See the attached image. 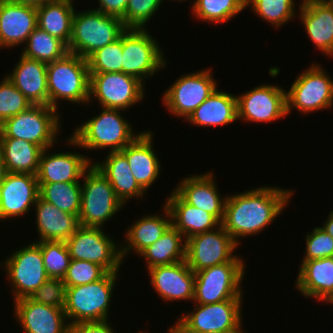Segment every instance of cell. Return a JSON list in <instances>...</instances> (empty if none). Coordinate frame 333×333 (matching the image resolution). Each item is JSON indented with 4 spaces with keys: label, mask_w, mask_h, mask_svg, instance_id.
I'll return each instance as SVG.
<instances>
[{
    "label": "cell",
    "mask_w": 333,
    "mask_h": 333,
    "mask_svg": "<svg viewBox=\"0 0 333 333\" xmlns=\"http://www.w3.org/2000/svg\"><path fill=\"white\" fill-rule=\"evenodd\" d=\"M38 198L36 175L7 172L0 184V220L25 216Z\"/></svg>",
    "instance_id": "cell-18"
},
{
    "label": "cell",
    "mask_w": 333,
    "mask_h": 333,
    "mask_svg": "<svg viewBox=\"0 0 333 333\" xmlns=\"http://www.w3.org/2000/svg\"><path fill=\"white\" fill-rule=\"evenodd\" d=\"M37 24L35 6L0 0V49L26 42Z\"/></svg>",
    "instance_id": "cell-24"
},
{
    "label": "cell",
    "mask_w": 333,
    "mask_h": 333,
    "mask_svg": "<svg viewBox=\"0 0 333 333\" xmlns=\"http://www.w3.org/2000/svg\"><path fill=\"white\" fill-rule=\"evenodd\" d=\"M108 272L100 265L71 259L63 282L66 287H75L93 283L103 278Z\"/></svg>",
    "instance_id": "cell-43"
},
{
    "label": "cell",
    "mask_w": 333,
    "mask_h": 333,
    "mask_svg": "<svg viewBox=\"0 0 333 333\" xmlns=\"http://www.w3.org/2000/svg\"><path fill=\"white\" fill-rule=\"evenodd\" d=\"M50 148L43 150L37 181L39 184L50 183H81L84 172L93 164L88 155H81L80 152L62 151L49 153Z\"/></svg>",
    "instance_id": "cell-20"
},
{
    "label": "cell",
    "mask_w": 333,
    "mask_h": 333,
    "mask_svg": "<svg viewBox=\"0 0 333 333\" xmlns=\"http://www.w3.org/2000/svg\"><path fill=\"white\" fill-rule=\"evenodd\" d=\"M237 120L236 95L216 89L185 121L196 127H218Z\"/></svg>",
    "instance_id": "cell-32"
},
{
    "label": "cell",
    "mask_w": 333,
    "mask_h": 333,
    "mask_svg": "<svg viewBox=\"0 0 333 333\" xmlns=\"http://www.w3.org/2000/svg\"><path fill=\"white\" fill-rule=\"evenodd\" d=\"M266 186L227 195L221 225L238 245L271 225L291 201V189Z\"/></svg>",
    "instance_id": "cell-1"
},
{
    "label": "cell",
    "mask_w": 333,
    "mask_h": 333,
    "mask_svg": "<svg viewBox=\"0 0 333 333\" xmlns=\"http://www.w3.org/2000/svg\"><path fill=\"white\" fill-rule=\"evenodd\" d=\"M249 5L255 15L278 29L292 21L297 11L294 0H246V7Z\"/></svg>",
    "instance_id": "cell-39"
},
{
    "label": "cell",
    "mask_w": 333,
    "mask_h": 333,
    "mask_svg": "<svg viewBox=\"0 0 333 333\" xmlns=\"http://www.w3.org/2000/svg\"><path fill=\"white\" fill-rule=\"evenodd\" d=\"M90 74L88 61L73 53L47 64L48 106L58 102L89 103Z\"/></svg>",
    "instance_id": "cell-3"
},
{
    "label": "cell",
    "mask_w": 333,
    "mask_h": 333,
    "mask_svg": "<svg viewBox=\"0 0 333 333\" xmlns=\"http://www.w3.org/2000/svg\"><path fill=\"white\" fill-rule=\"evenodd\" d=\"M68 333H116V331L111 327V323L106 320L69 324Z\"/></svg>",
    "instance_id": "cell-47"
},
{
    "label": "cell",
    "mask_w": 333,
    "mask_h": 333,
    "mask_svg": "<svg viewBox=\"0 0 333 333\" xmlns=\"http://www.w3.org/2000/svg\"><path fill=\"white\" fill-rule=\"evenodd\" d=\"M21 55L43 63H51L68 53L67 45L48 32L36 27L23 44Z\"/></svg>",
    "instance_id": "cell-36"
},
{
    "label": "cell",
    "mask_w": 333,
    "mask_h": 333,
    "mask_svg": "<svg viewBox=\"0 0 333 333\" xmlns=\"http://www.w3.org/2000/svg\"><path fill=\"white\" fill-rule=\"evenodd\" d=\"M325 223L321 227L325 232H327L333 238V211L331 210Z\"/></svg>",
    "instance_id": "cell-49"
},
{
    "label": "cell",
    "mask_w": 333,
    "mask_h": 333,
    "mask_svg": "<svg viewBox=\"0 0 333 333\" xmlns=\"http://www.w3.org/2000/svg\"><path fill=\"white\" fill-rule=\"evenodd\" d=\"M66 288L63 279L49 278L29 298L38 304L50 305L64 310Z\"/></svg>",
    "instance_id": "cell-45"
},
{
    "label": "cell",
    "mask_w": 333,
    "mask_h": 333,
    "mask_svg": "<svg viewBox=\"0 0 333 333\" xmlns=\"http://www.w3.org/2000/svg\"><path fill=\"white\" fill-rule=\"evenodd\" d=\"M172 1H177V2L178 1H180V2L183 1V2H186V1H189V0H172Z\"/></svg>",
    "instance_id": "cell-54"
},
{
    "label": "cell",
    "mask_w": 333,
    "mask_h": 333,
    "mask_svg": "<svg viewBox=\"0 0 333 333\" xmlns=\"http://www.w3.org/2000/svg\"><path fill=\"white\" fill-rule=\"evenodd\" d=\"M34 209L36 229L40 236L37 241H66L80 226L76 215L59 210L40 196Z\"/></svg>",
    "instance_id": "cell-30"
},
{
    "label": "cell",
    "mask_w": 333,
    "mask_h": 333,
    "mask_svg": "<svg viewBox=\"0 0 333 333\" xmlns=\"http://www.w3.org/2000/svg\"><path fill=\"white\" fill-rule=\"evenodd\" d=\"M171 224L186 239L216 229L221 223L210 213L188 204L174 189L164 202Z\"/></svg>",
    "instance_id": "cell-28"
},
{
    "label": "cell",
    "mask_w": 333,
    "mask_h": 333,
    "mask_svg": "<svg viewBox=\"0 0 333 333\" xmlns=\"http://www.w3.org/2000/svg\"><path fill=\"white\" fill-rule=\"evenodd\" d=\"M306 252L302 260L333 257V238L321 227H315L306 235Z\"/></svg>",
    "instance_id": "cell-46"
},
{
    "label": "cell",
    "mask_w": 333,
    "mask_h": 333,
    "mask_svg": "<svg viewBox=\"0 0 333 333\" xmlns=\"http://www.w3.org/2000/svg\"><path fill=\"white\" fill-rule=\"evenodd\" d=\"M163 213L165 214H148L133 222L127 228L125 234V245L121 246L122 260L130 254L129 251L139 255L144 249L156 242L172 225L169 209L163 205Z\"/></svg>",
    "instance_id": "cell-31"
},
{
    "label": "cell",
    "mask_w": 333,
    "mask_h": 333,
    "mask_svg": "<svg viewBox=\"0 0 333 333\" xmlns=\"http://www.w3.org/2000/svg\"><path fill=\"white\" fill-rule=\"evenodd\" d=\"M89 74V100L94 97L101 108L127 111L145 97V84L134 76L123 72Z\"/></svg>",
    "instance_id": "cell-15"
},
{
    "label": "cell",
    "mask_w": 333,
    "mask_h": 333,
    "mask_svg": "<svg viewBox=\"0 0 333 333\" xmlns=\"http://www.w3.org/2000/svg\"><path fill=\"white\" fill-rule=\"evenodd\" d=\"M168 329V333H178L172 326Z\"/></svg>",
    "instance_id": "cell-53"
},
{
    "label": "cell",
    "mask_w": 333,
    "mask_h": 333,
    "mask_svg": "<svg viewBox=\"0 0 333 333\" xmlns=\"http://www.w3.org/2000/svg\"><path fill=\"white\" fill-rule=\"evenodd\" d=\"M172 225L153 244L138 256L144 258L147 269L160 265H169L185 260L186 240Z\"/></svg>",
    "instance_id": "cell-35"
},
{
    "label": "cell",
    "mask_w": 333,
    "mask_h": 333,
    "mask_svg": "<svg viewBox=\"0 0 333 333\" xmlns=\"http://www.w3.org/2000/svg\"><path fill=\"white\" fill-rule=\"evenodd\" d=\"M72 19V35L68 52L87 59L97 49L115 42L127 29L122 19L96 9L76 12Z\"/></svg>",
    "instance_id": "cell-4"
},
{
    "label": "cell",
    "mask_w": 333,
    "mask_h": 333,
    "mask_svg": "<svg viewBox=\"0 0 333 333\" xmlns=\"http://www.w3.org/2000/svg\"><path fill=\"white\" fill-rule=\"evenodd\" d=\"M239 245L220 225L214 230L186 239L185 261L195 273L202 269L230 262Z\"/></svg>",
    "instance_id": "cell-17"
},
{
    "label": "cell",
    "mask_w": 333,
    "mask_h": 333,
    "mask_svg": "<svg viewBox=\"0 0 333 333\" xmlns=\"http://www.w3.org/2000/svg\"><path fill=\"white\" fill-rule=\"evenodd\" d=\"M230 299L211 304H194L192 312L182 314L172 327L178 333H210L242 330V301ZM242 322V323H241Z\"/></svg>",
    "instance_id": "cell-9"
},
{
    "label": "cell",
    "mask_w": 333,
    "mask_h": 333,
    "mask_svg": "<svg viewBox=\"0 0 333 333\" xmlns=\"http://www.w3.org/2000/svg\"><path fill=\"white\" fill-rule=\"evenodd\" d=\"M212 69L181 75L165 90L163 104L175 117L186 120L217 89Z\"/></svg>",
    "instance_id": "cell-12"
},
{
    "label": "cell",
    "mask_w": 333,
    "mask_h": 333,
    "mask_svg": "<svg viewBox=\"0 0 333 333\" xmlns=\"http://www.w3.org/2000/svg\"><path fill=\"white\" fill-rule=\"evenodd\" d=\"M122 109L103 108L101 112L82 122L67 139L75 148L102 150L109 147L111 151H121L140 133L136 134L130 122L125 120ZM121 113V114H120Z\"/></svg>",
    "instance_id": "cell-2"
},
{
    "label": "cell",
    "mask_w": 333,
    "mask_h": 333,
    "mask_svg": "<svg viewBox=\"0 0 333 333\" xmlns=\"http://www.w3.org/2000/svg\"><path fill=\"white\" fill-rule=\"evenodd\" d=\"M12 72L7 78L32 105H48L46 63L20 55Z\"/></svg>",
    "instance_id": "cell-27"
},
{
    "label": "cell",
    "mask_w": 333,
    "mask_h": 333,
    "mask_svg": "<svg viewBox=\"0 0 333 333\" xmlns=\"http://www.w3.org/2000/svg\"><path fill=\"white\" fill-rule=\"evenodd\" d=\"M14 302V315L25 333H68V321L63 309L38 304L29 297Z\"/></svg>",
    "instance_id": "cell-21"
},
{
    "label": "cell",
    "mask_w": 333,
    "mask_h": 333,
    "mask_svg": "<svg viewBox=\"0 0 333 333\" xmlns=\"http://www.w3.org/2000/svg\"><path fill=\"white\" fill-rule=\"evenodd\" d=\"M174 188L188 204L212 214L222 223L227 197L220 195L212 171L188 175Z\"/></svg>",
    "instance_id": "cell-23"
},
{
    "label": "cell",
    "mask_w": 333,
    "mask_h": 333,
    "mask_svg": "<svg viewBox=\"0 0 333 333\" xmlns=\"http://www.w3.org/2000/svg\"><path fill=\"white\" fill-rule=\"evenodd\" d=\"M101 227L79 226L65 242L70 258L96 263L107 272L118 273L123 264L121 246Z\"/></svg>",
    "instance_id": "cell-13"
},
{
    "label": "cell",
    "mask_w": 333,
    "mask_h": 333,
    "mask_svg": "<svg viewBox=\"0 0 333 333\" xmlns=\"http://www.w3.org/2000/svg\"><path fill=\"white\" fill-rule=\"evenodd\" d=\"M245 262L239 255L230 262L195 272L194 304H211L230 299H243L242 280ZM241 285V286H240Z\"/></svg>",
    "instance_id": "cell-8"
},
{
    "label": "cell",
    "mask_w": 333,
    "mask_h": 333,
    "mask_svg": "<svg viewBox=\"0 0 333 333\" xmlns=\"http://www.w3.org/2000/svg\"><path fill=\"white\" fill-rule=\"evenodd\" d=\"M299 18L316 48L333 58V2L331 0H301Z\"/></svg>",
    "instance_id": "cell-22"
},
{
    "label": "cell",
    "mask_w": 333,
    "mask_h": 333,
    "mask_svg": "<svg viewBox=\"0 0 333 333\" xmlns=\"http://www.w3.org/2000/svg\"><path fill=\"white\" fill-rule=\"evenodd\" d=\"M150 285L165 302L193 301L195 273L186 261L160 265L148 269Z\"/></svg>",
    "instance_id": "cell-19"
},
{
    "label": "cell",
    "mask_w": 333,
    "mask_h": 333,
    "mask_svg": "<svg viewBox=\"0 0 333 333\" xmlns=\"http://www.w3.org/2000/svg\"><path fill=\"white\" fill-rule=\"evenodd\" d=\"M118 275L108 272L96 282L67 287L64 312L68 323L109 320L110 302Z\"/></svg>",
    "instance_id": "cell-5"
},
{
    "label": "cell",
    "mask_w": 333,
    "mask_h": 333,
    "mask_svg": "<svg viewBox=\"0 0 333 333\" xmlns=\"http://www.w3.org/2000/svg\"><path fill=\"white\" fill-rule=\"evenodd\" d=\"M0 150L7 172L37 175L42 147L23 139L0 138Z\"/></svg>",
    "instance_id": "cell-34"
},
{
    "label": "cell",
    "mask_w": 333,
    "mask_h": 333,
    "mask_svg": "<svg viewBox=\"0 0 333 333\" xmlns=\"http://www.w3.org/2000/svg\"><path fill=\"white\" fill-rule=\"evenodd\" d=\"M60 122L57 109L48 105H32L0 125V138L23 139L43 149H52L62 128Z\"/></svg>",
    "instance_id": "cell-6"
},
{
    "label": "cell",
    "mask_w": 333,
    "mask_h": 333,
    "mask_svg": "<svg viewBox=\"0 0 333 333\" xmlns=\"http://www.w3.org/2000/svg\"><path fill=\"white\" fill-rule=\"evenodd\" d=\"M286 89L280 85L263 84L237 95L238 120L268 123L287 115Z\"/></svg>",
    "instance_id": "cell-16"
},
{
    "label": "cell",
    "mask_w": 333,
    "mask_h": 333,
    "mask_svg": "<svg viewBox=\"0 0 333 333\" xmlns=\"http://www.w3.org/2000/svg\"><path fill=\"white\" fill-rule=\"evenodd\" d=\"M39 196L59 210L77 217L80 214L81 183L39 184Z\"/></svg>",
    "instance_id": "cell-38"
},
{
    "label": "cell",
    "mask_w": 333,
    "mask_h": 333,
    "mask_svg": "<svg viewBox=\"0 0 333 333\" xmlns=\"http://www.w3.org/2000/svg\"><path fill=\"white\" fill-rule=\"evenodd\" d=\"M152 131H141L140 134L121 152L125 155L131 172L137 183L146 191L159 178L160 160L153 149Z\"/></svg>",
    "instance_id": "cell-25"
},
{
    "label": "cell",
    "mask_w": 333,
    "mask_h": 333,
    "mask_svg": "<svg viewBox=\"0 0 333 333\" xmlns=\"http://www.w3.org/2000/svg\"><path fill=\"white\" fill-rule=\"evenodd\" d=\"M6 173H7V171H6V168H5V163L3 161L1 150H0V184L3 181Z\"/></svg>",
    "instance_id": "cell-51"
},
{
    "label": "cell",
    "mask_w": 333,
    "mask_h": 333,
    "mask_svg": "<svg viewBox=\"0 0 333 333\" xmlns=\"http://www.w3.org/2000/svg\"><path fill=\"white\" fill-rule=\"evenodd\" d=\"M148 31L127 28L122 33V72L143 83L167 66L164 51Z\"/></svg>",
    "instance_id": "cell-10"
},
{
    "label": "cell",
    "mask_w": 333,
    "mask_h": 333,
    "mask_svg": "<svg viewBox=\"0 0 333 333\" xmlns=\"http://www.w3.org/2000/svg\"><path fill=\"white\" fill-rule=\"evenodd\" d=\"M295 285L301 295L325 303L333 301V257L302 260Z\"/></svg>",
    "instance_id": "cell-26"
},
{
    "label": "cell",
    "mask_w": 333,
    "mask_h": 333,
    "mask_svg": "<svg viewBox=\"0 0 333 333\" xmlns=\"http://www.w3.org/2000/svg\"><path fill=\"white\" fill-rule=\"evenodd\" d=\"M0 263L4 267L7 280L12 285L13 301L30 297L49 276L44 268L40 245L33 241L28 246L17 249ZM2 264V265H1Z\"/></svg>",
    "instance_id": "cell-14"
},
{
    "label": "cell",
    "mask_w": 333,
    "mask_h": 333,
    "mask_svg": "<svg viewBox=\"0 0 333 333\" xmlns=\"http://www.w3.org/2000/svg\"><path fill=\"white\" fill-rule=\"evenodd\" d=\"M122 35L115 42L97 49L88 58L89 73L122 72Z\"/></svg>",
    "instance_id": "cell-41"
},
{
    "label": "cell",
    "mask_w": 333,
    "mask_h": 333,
    "mask_svg": "<svg viewBox=\"0 0 333 333\" xmlns=\"http://www.w3.org/2000/svg\"><path fill=\"white\" fill-rule=\"evenodd\" d=\"M97 2H99V7L94 9L122 19L125 15L128 0H97Z\"/></svg>",
    "instance_id": "cell-48"
},
{
    "label": "cell",
    "mask_w": 333,
    "mask_h": 333,
    "mask_svg": "<svg viewBox=\"0 0 333 333\" xmlns=\"http://www.w3.org/2000/svg\"><path fill=\"white\" fill-rule=\"evenodd\" d=\"M13 3H18V4H27V5H32L35 7L40 6L41 4H44L45 2L51 1V0H8Z\"/></svg>",
    "instance_id": "cell-50"
},
{
    "label": "cell",
    "mask_w": 333,
    "mask_h": 333,
    "mask_svg": "<svg viewBox=\"0 0 333 333\" xmlns=\"http://www.w3.org/2000/svg\"><path fill=\"white\" fill-rule=\"evenodd\" d=\"M192 15L213 24L227 23L246 8V0H193Z\"/></svg>",
    "instance_id": "cell-37"
},
{
    "label": "cell",
    "mask_w": 333,
    "mask_h": 333,
    "mask_svg": "<svg viewBox=\"0 0 333 333\" xmlns=\"http://www.w3.org/2000/svg\"><path fill=\"white\" fill-rule=\"evenodd\" d=\"M163 0H128L122 18L126 28L145 29L146 23L157 13Z\"/></svg>",
    "instance_id": "cell-44"
},
{
    "label": "cell",
    "mask_w": 333,
    "mask_h": 333,
    "mask_svg": "<svg viewBox=\"0 0 333 333\" xmlns=\"http://www.w3.org/2000/svg\"><path fill=\"white\" fill-rule=\"evenodd\" d=\"M210 333H246L245 331H227V332H210Z\"/></svg>",
    "instance_id": "cell-52"
},
{
    "label": "cell",
    "mask_w": 333,
    "mask_h": 333,
    "mask_svg": "<svg viewBox=\"0 0 333 333\" xmlns=\"http://www.w3.org/2000/svg\"><path fill=\"white\" fill-rule=\"evenodd\" d=\"M321 65L313 63L298 74L286 91L287 115L292 108L300 114L331 109L333 105V79Z\"/></svg>",
    "instance_id": "cell-11"
},
{
    "label": "cell",
    "mask_w": 333,
    "mask_h": 333,
    "mask_svg": "<svg viewBox=\"0 0 333 333\" xmlns=\"http://www.w3.org/2000/svg\"><path fill=\"white\" fill-rule=\"evenodd\" d=\"M111 183L117 198L126 205L132 198H142L145 190L137 183L129 163L121 151L108 152L101 162L93 163Z\"/></svg>",
    "instance_id": "cell-29"
},
{
    "label": "cell",
    "mask_w": 333,
    "mask_h": 333,
    "mask_svg": "<svg viewBox=\"0 0 333 333\" xmlns=\"http://www.w3.org/2000/svg\"><path fill=\"white\" fill-rule=\"evenodd\" d=\"M82 178L79 224L103 228L107 221L123 209L124 204L94 164L84 172Z\"/></svg>",
    "instance_id": "cell-7"
},
{
    "label": "cell",
    "mask_w": 333,
    "mask_h": 333,
    "mask_svg": "<svg viewBox=\"0 0 333 333\" xmlns=\"http://www.w3.org/2000/svg\"><path fill=\"white\" fill-rule=\"evenodd\" d=\"M37 8V27L62 40L67 46L72 35L75 12L73 0H51Z\"/></svg>",
    "instance_id": "cell-33"
},
{
    "label": "cell",
    "mask_w": 333,
    "mask_h": 333,
    "mask_svg": "<svg viewBox=\"0 0 333 333\" xmlns=\"http://www.w3.org/2000/svg\"><path fill=\"white\" fill-rule=\"evenodd\" d=\"M40 245L44 268L49 278L63 279L70 263L65 241H36Z\"/></svg>",
    "instance_id": "cell-40"
},
{
    "label": "cell",
    "mask_w": 333,
    "mask_h": 333,
    "mask_svg": "<svg viewBox=\"0 0 333 333\" xmlns=\"http://www.w3.org/2000/svg\"><path fill=\"white\" fill-rule=\"evenodd\" d=\"M30 106L29 100L4 76L0 82V125Z\"/></svg>",
    "instance_id": "cell-42"
}]
</instances>
